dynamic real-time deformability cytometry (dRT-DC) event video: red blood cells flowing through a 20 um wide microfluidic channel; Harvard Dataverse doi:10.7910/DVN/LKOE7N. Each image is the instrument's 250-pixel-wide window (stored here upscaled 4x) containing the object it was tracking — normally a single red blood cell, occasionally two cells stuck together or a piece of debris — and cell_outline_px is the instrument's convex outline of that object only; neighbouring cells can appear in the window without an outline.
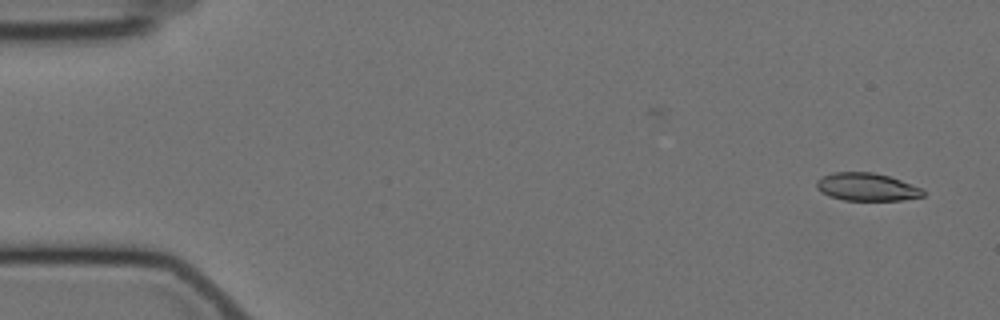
{"species": "Egyptian fruit bat (a non-hibernating species)", "species_latin": "Rousettus aegyptiacus", "temperature_condition": "cold", "stored_images_in_passage": 51, "camera_frame_rate_fps": 3000, "um_per_image_px": 0.085, "animal": {"sex": "female"}, "frame": {"image": 1, "passage_image": 2, "time_ms": 0.333, "image_size_px": [1000, 320], "cell_outline_px": [[924, 196], [900, 200], [844, 200], [828, 196], [820, 192], [816, 188], [816, 180], [820, 176], [832, 172], [872, 172], [888, 176], [900, 180], [920, 188], [924, 192]], "centroid_in_image_um": [73.59, 15.88], "position_along_channel_um": 11.4, "area_um2": 17.28}}
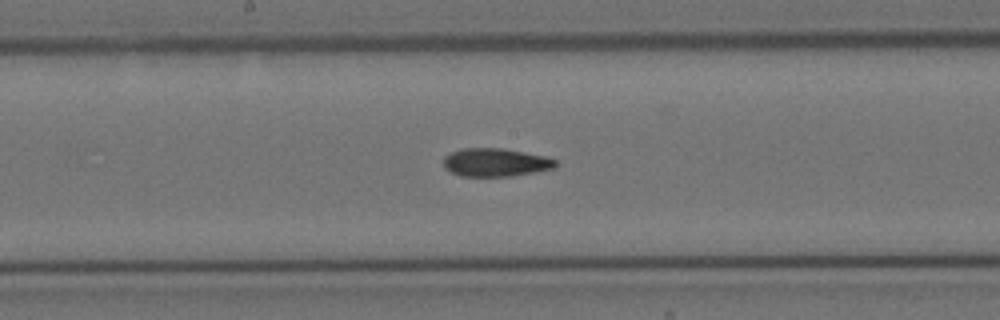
{"frame": {"image": 2, "passage_image": 29, "time_ms": 9.333, "image_size_px": [1000, 320], "cell_outline_px": [[556, 164], [552, 168], [532, 172], [508, 176], [460, 176], [444, 168], [444, 156], [460, 148], [504, 148], [548, 156], [556, 160]], "centroid_in_image_um": [42.1, 13.78], "position_along_channel_um": 206.1, "area_um2": 18.38}}
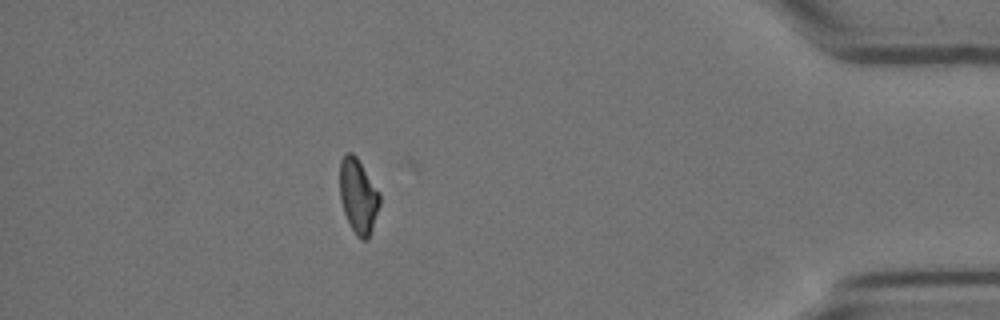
{"frame": {"image": 3, "passage_image": 50, "time_ms": 16.333, "image_size_px": [1000, 320], "cell_outline_px": [[380, 204], [368, 240], [360, 240], [356, 236], [344, 212], [340, 200], [340, 160], [348, 152], [352, 152], [356, 156], [380, 192]], "centroid_in_image_um": [30.45, 16.67], "position_along_channel_um": 404.7, "area_um2": 17.34}, "authors_computed_cell_mechanics": {"area_um2": 18.496, "velocity_mm_per_s": 3.5201, "shape_relaxation_time_tau1_ms": null, "shape_relaxation_time_tau2_ms": 6.254, "deformation_change_tau1": null, "deformation_change_tau2": 0.1382}}